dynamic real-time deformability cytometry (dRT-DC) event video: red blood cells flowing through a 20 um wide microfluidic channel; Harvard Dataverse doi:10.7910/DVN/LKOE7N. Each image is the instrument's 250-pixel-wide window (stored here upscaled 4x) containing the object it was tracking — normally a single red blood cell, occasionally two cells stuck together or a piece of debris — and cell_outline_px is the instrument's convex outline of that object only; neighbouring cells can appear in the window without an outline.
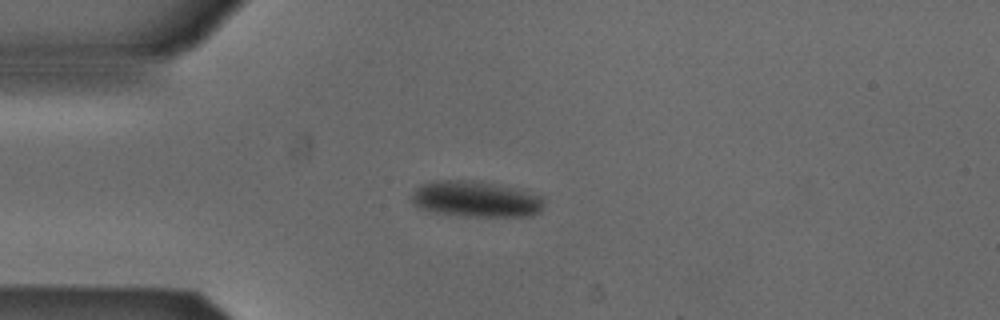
{"species": "Egyptian fruit bat (a non-hibernating species)", "species_latin": "Rousettus aegyptiacus", "temperature_condition": "cold", "stored_images_in_passage": 5, "camera_frame_rate_fps": 3000, "um_per_image_px": 0.085, "animal": {"sex": "male"}, "frame": {"image": 1, "passage_image": 3, "time_ms": 0.667, "image_size_px": [1000, 320], "cell_outline_px": [[548, 200], [540, 212], [532, 216], [460, 216], [428, 212], [412, 204], [408, 196], [420, 184], [440, 180], [480, 180], [524, 188], [544, 196]], "centroid_in_image_um": [40.5, 16.91], "position_along_channel_um": 44.5, "area_um2": 29.19}}